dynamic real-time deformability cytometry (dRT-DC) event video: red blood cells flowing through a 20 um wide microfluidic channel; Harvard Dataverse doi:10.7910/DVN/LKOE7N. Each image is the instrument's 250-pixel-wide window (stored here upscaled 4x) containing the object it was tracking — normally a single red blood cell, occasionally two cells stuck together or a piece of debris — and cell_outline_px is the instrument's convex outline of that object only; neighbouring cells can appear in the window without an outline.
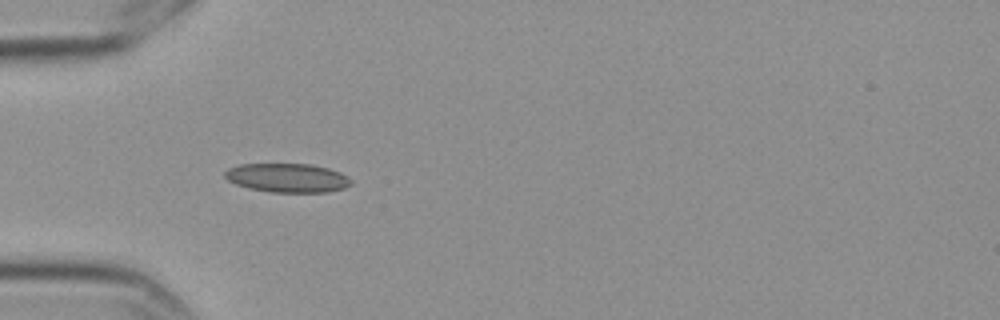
{"species": "Egyptian fruit bat (a non-hibernating species)", "species_latin": "Rousettus aegyptiacus", "temperature_condition": "cold", "stored_images_in_passage": 2, "camera_frame_rate_fps": 3000, "um_per_image_px": 0.085, "frame": {"image": 1, "passage_image": 1, "time_ms": 0.0, "image_size_px": [1000, 320], "cell_outline_px": [[352, 184], [344, 188], [328, 192], [272, 192], [248, 188], [236, 184], [228, 180], [224, 176], [224, 172], [228, 168], [240, 164], [308, 164], [328, 168], [340, 172], [348, 176], [352, 180]], "centroid_in_image_um": [24.44, 15.12], "position_along_channel_um": 60.6, "area_um2": 21.33}}
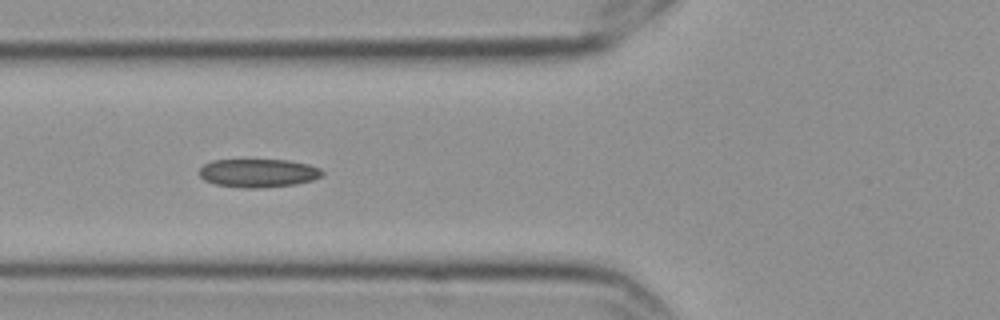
{"frame": {"image": 2, "passage_image": 2, "time_ms": 0.333, "image_size_px": [1000, 320], "cell_outline_px": [[324, 176], [312, 180], [296, 184], [260, 188], [240, 188], [216, 184], [204, 180], [200, 176], [200, 168], [204, 164], [212, 160], [244, 156], [288, 160], [308, 164], [320, 168], [324, 172]], "centroid_in_image_um": [21.93, 14.65], "position_along_channel_um": 103.9, "area_um2": 21.56}}